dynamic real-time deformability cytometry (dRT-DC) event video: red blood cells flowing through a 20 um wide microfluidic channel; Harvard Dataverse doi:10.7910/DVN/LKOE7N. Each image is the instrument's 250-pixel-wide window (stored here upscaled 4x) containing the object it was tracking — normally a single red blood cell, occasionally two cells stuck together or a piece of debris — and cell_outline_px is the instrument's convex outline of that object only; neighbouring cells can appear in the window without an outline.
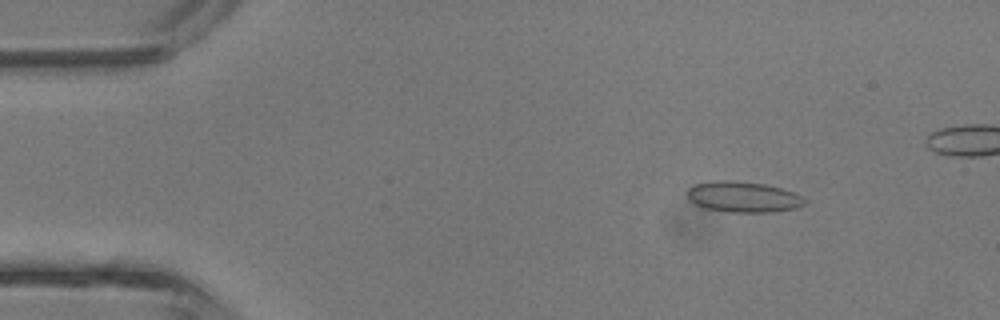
{"species": "common noctule bat (a hibernating species)", "species_latin": "Nyctalus noctula", "temperature_condition": "room temperature", "stored_images_in_passage": 33, "camera_frame_rate_fps": 3000, "um_per_image_px": 0.085, "animal": {"sex": "male", "body_mass_g": 13.3}, "frame": {"image": 1, "passage_image": 1, "time_ms": 0.0, "image_size_px": [1000, 320], "cell_outline_px": [[808, 200], [804, 204], [796, 208], [772, 212], [728, 212], [704, 208], [696, 204], [688, 196], [688, 188], [696, 184], [712, 180], [732, 180], [764, 184], [780, 188], [804, 196]], "centroid_in_image_um": [63.2, 16.73], "position_along_channel_um": 21.8, "area_um2": 21.04}}
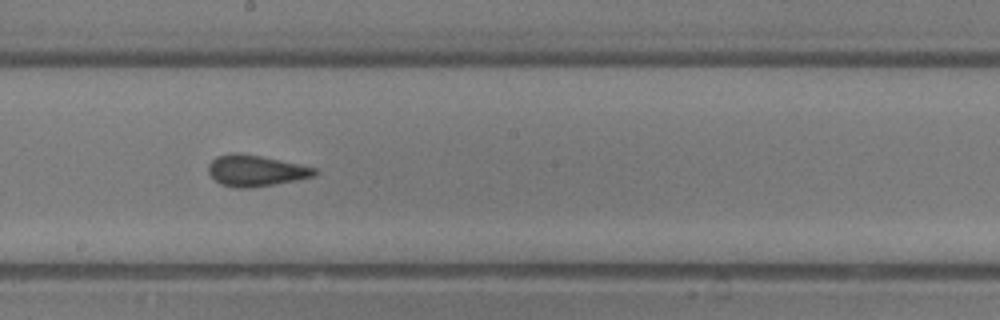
{"frame": {"image": 2, "passage_image": 18, "time_ms": 5.667, "image_size_px": [1000, 320], "cell_outline_px": [[320, 172], [316, 176], [296, 180], [248, 188], [236, 188], [220, 184], [208, 172], [208, 164], [216, 156], [232, 152], [236, 152], [260, 156], [300, 164], [316, 168]], "centroid_in_image_um": [21.74, 14.5], "position_along_channel_um": 226.5, "area_um2": 19.31}}
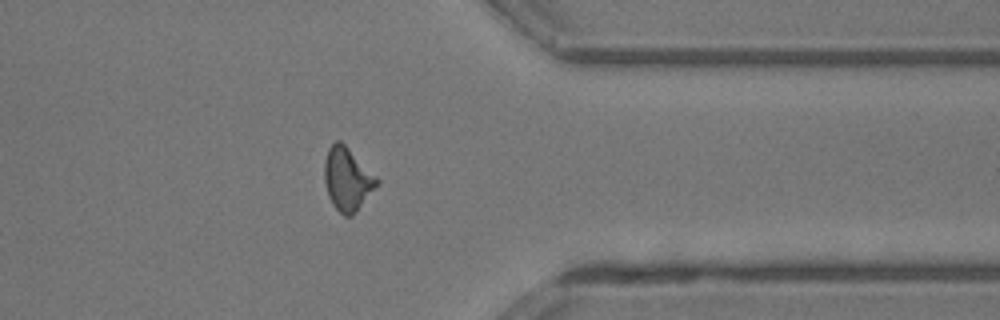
{"frame": {"image": 3, "passage_image": 28, "time_ms": 9.0, "image_size_px": [1000, 320], "cell_outline_px": [[380, 184], [352, 216], [344, 216], [332, 204], [328, 196], [324, 180], [324, 160], [328, 148], [336, 140], [340, 140], [380, 180]], "centroid_in_image_um": [29.52, 15.24], "position_along_channel_um": 381.9, "area_um2": 19.31}}